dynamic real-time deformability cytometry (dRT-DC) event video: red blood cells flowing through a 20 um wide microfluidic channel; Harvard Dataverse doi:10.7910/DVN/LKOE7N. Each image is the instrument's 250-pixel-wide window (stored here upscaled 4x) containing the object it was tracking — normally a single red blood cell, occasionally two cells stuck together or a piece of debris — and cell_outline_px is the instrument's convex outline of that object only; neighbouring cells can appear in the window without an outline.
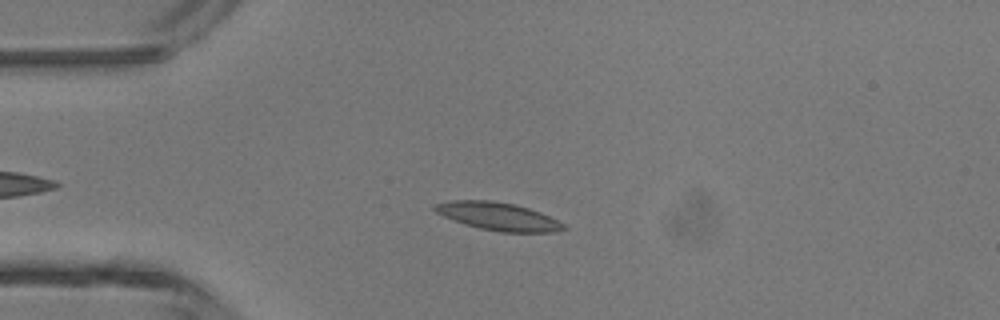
{"species": "common noctule bat (a hibernating species)", "species_latin": "Nyctalus noctula", "temperature_condition": "room temperature", "stored_images_in_passage": 35, "camera_frame_rate_fps": 3000, "um_per_image_px": 0.085, "animal": {"sex": "male", "body_mass_g": 13.3}, "frame": {"image": 1, "passage_image": 9, "time_ms": 2.667, "image_size_px": [1000, 320], "cell_outline_px": [[568, 228], [556, 232], [500, 232], [480, 228], [464, 224], [444, 216], [436, 212], [432, 208], [436, 204], [452, 200], [492, 200], [516, 204], [540, 212], [564, 224]], "centroid_in_image_um": [42.35, 18.39], "position_along_channel_um": 42.6, "area_um2": 20.87}}
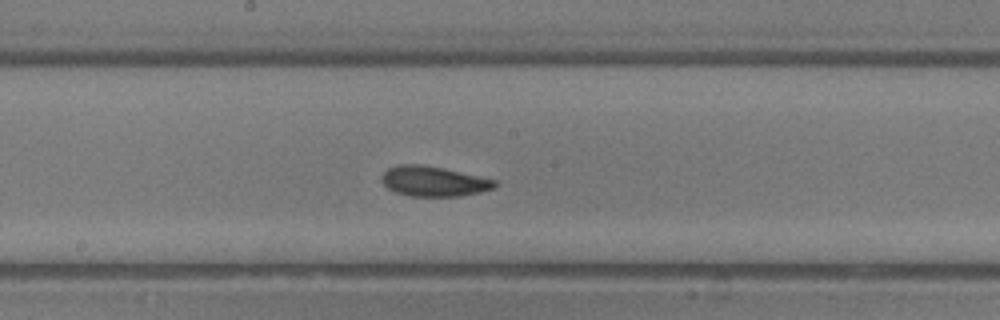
{"frame": {"image": 2, "passage_image": 22, "time_ms": 7.0, "image_size_px": [1000, 320], "cell_outline_px": [[500, 184], [496, 188], [480, 192], [460, 196], [412, 196], [396, 192], [388, 188], [380, 180], [380, 176], [388, 168], [396, 164], [420, 164], [444, 168], [496, 180]], "centroid_in_image_um": [36.87, 15.4], "position_along_channel_um": 211.3, "area_um2": 20.0}}
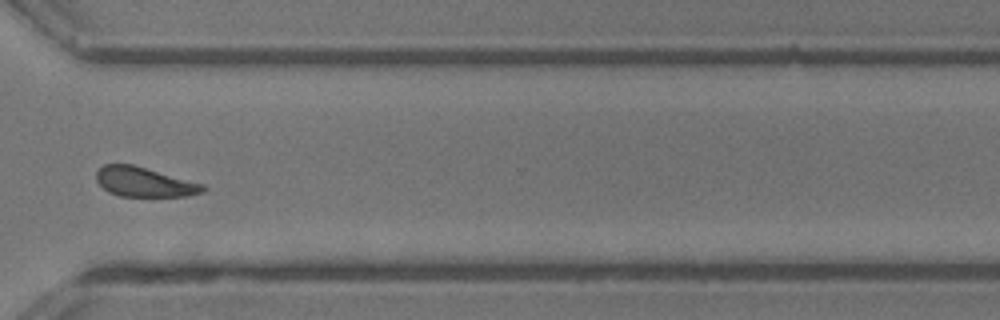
{"frame": {"image": 3, "passage_image": 32, "time_ms": 10.333, "image_size_px": [1000, 320], "cell_outline_px": [[208, 188], [204, 192], [188, 196], [120, 196], [108, 192], [96, 180], [96, 172], [104, 164], [132, 164], [204, 184]], "centroid_in_image_um": [12.29, 15.47], "position_along_channel_um": 358.3, "area_um2": 18.38}, "authors_computed_cell_mechanics": {"area_um2": 19.8254, "velocity_mm_per_s": 4.4246, "shape_relaxation_time_tau1_ms": 2.2622, "shape_relaxation_time_tau2_ms": 3.4007, "deformation_change_tau1": 0.1062, "deformation_change_tau2": 0.1045}}